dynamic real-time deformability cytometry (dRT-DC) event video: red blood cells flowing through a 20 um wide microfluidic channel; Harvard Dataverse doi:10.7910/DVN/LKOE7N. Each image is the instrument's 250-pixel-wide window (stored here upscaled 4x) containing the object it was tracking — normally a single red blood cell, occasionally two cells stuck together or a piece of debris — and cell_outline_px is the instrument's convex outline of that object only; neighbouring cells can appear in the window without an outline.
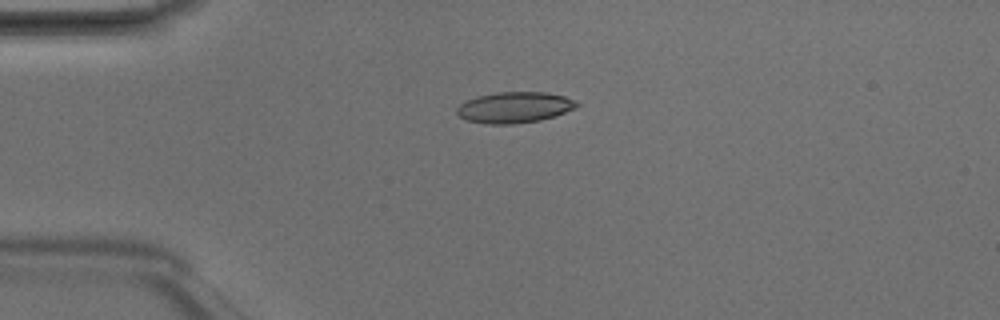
{"species": "Egyptian fruit bat (a non-hibernating species)", "species_latin": "Rousettus aegyptiacus", "temperature_condition": "room temperature", "stored_images_in_passage": 6, "camera_frame_rate_fps": 3000, "um_per_image_px": 0.085, "animal": {"sex": "male"}, "frame": {"image": 1, "passage_image": 3, "time_ms": 0.667, "image_size_px": [1000, 320], "cell_outline_px": [[580, 104], [576, 108], [540, 120], [512, 124], [488, 124], [468, 120], [460, 116], [456, 112], [456, 108], [464, 100], [476, 96], [496, 92], [544, 92], [564, 96]], "centroid_in_image_um": [43.68, 9.12], "position_along_channel_um": 41.3, "area_um2": 21.5}}